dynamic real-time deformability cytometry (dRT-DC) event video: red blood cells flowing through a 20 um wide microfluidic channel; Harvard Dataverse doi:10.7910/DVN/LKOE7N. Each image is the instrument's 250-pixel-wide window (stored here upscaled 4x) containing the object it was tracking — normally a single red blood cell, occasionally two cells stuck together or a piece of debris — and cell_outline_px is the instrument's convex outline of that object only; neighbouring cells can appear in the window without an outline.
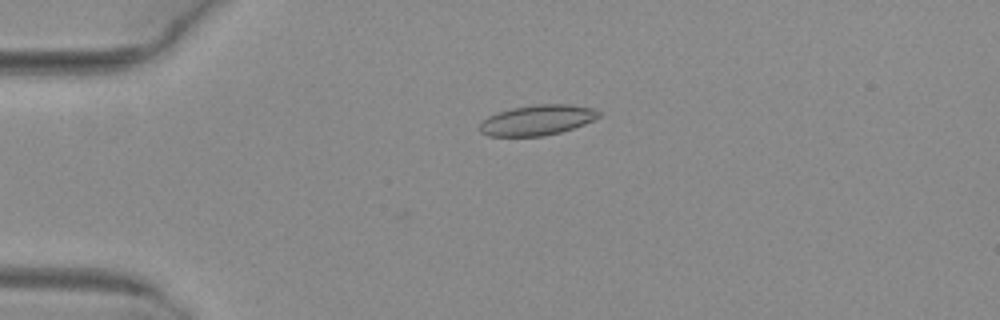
{"species": "common noctule bat (a hibernating species)", "species_latin": "Nyctalus noctula", "temperature_condition": "warm", "stored_images_in_passage": 39, "camera_frame_rate_fps": 3000, "um_per_image_px": 0.085, "animal": {"sex": "female", "body_mass_g": 29.2, "forearm_length_mm": 56.3}, "frame": {"image": 1, "passage_image": 6, "time_ms": 1.667, "image_size_px": [1000, 320], "cell_outline_px": [[600, 116], [584, 124], [560, 132], [544, 136], [488, 136], [480, 132], [480, 124], [488, 116], [496, 112], [512, 108], [536, 104], [568, 104], [596, 108], [600, 112]], "centroid_in_image_um": [45.67, 10.2], "position_along_channel_um": 39.3, "area_um2": 21.04}}
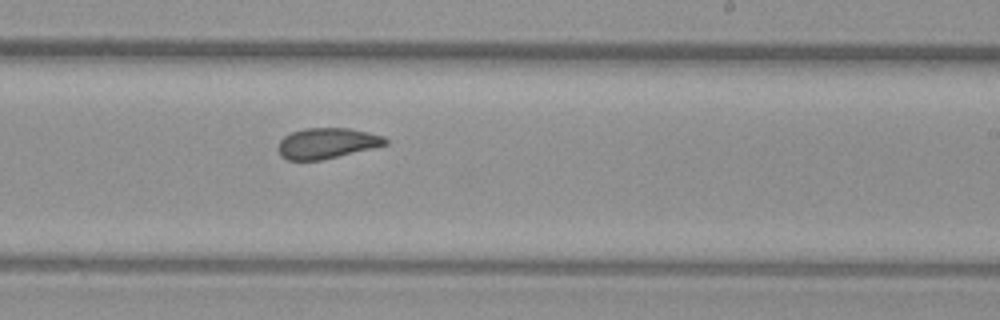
{"frame": {"image": 2, "passage_image": 25, "time_ms": 8.0, "image_size_px": [1000, 320], "cell_outline_px": [[388, 144], [372, 148], [320, 160], [288, 160], [280, 156], [276, 148], [280, 140], [284, 136], [292, 132], [304, 128], [348, 128], [368, 132], [384, 136], [388, 140]], "centroid_in_image_um": [27.75, 12.17], "position_along_channel_um": 261.2, "area_um2": 19.13}}
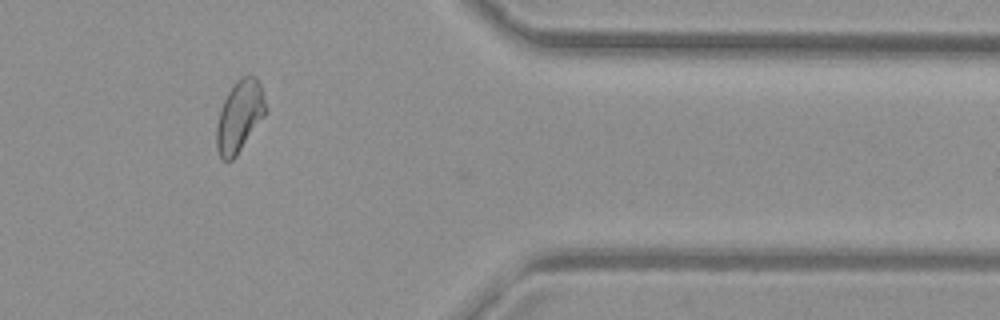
{"frame": {"image": 3, "passage_image": 36, "time_ms": 11.667, "image_size_px": [1000, 320], "cell_outline_px": [[268, 112], [236, 156], [232, 160], [224, 160], [220, 156], [216, 148], [216, 124], [224, 100], [232, 84], [240, 76], [256, 76], [260, 84], [268, 108]], "centroid_in_image_um": [20.38, 9.86], "position_along_channel_um": 391.0, "area_um2": 20.69}, "authors_computed_cell_mechanics": {"area_um2": 19.9988, "velocity_mm_per_s": 4.0844, "shape_relaxation_time_tau1_ms": null, "shape_relaxation_time_tau2_ms": 1.8118, "deformation_change_tau1": null, "deformation_change_tau2": 0.0674}}